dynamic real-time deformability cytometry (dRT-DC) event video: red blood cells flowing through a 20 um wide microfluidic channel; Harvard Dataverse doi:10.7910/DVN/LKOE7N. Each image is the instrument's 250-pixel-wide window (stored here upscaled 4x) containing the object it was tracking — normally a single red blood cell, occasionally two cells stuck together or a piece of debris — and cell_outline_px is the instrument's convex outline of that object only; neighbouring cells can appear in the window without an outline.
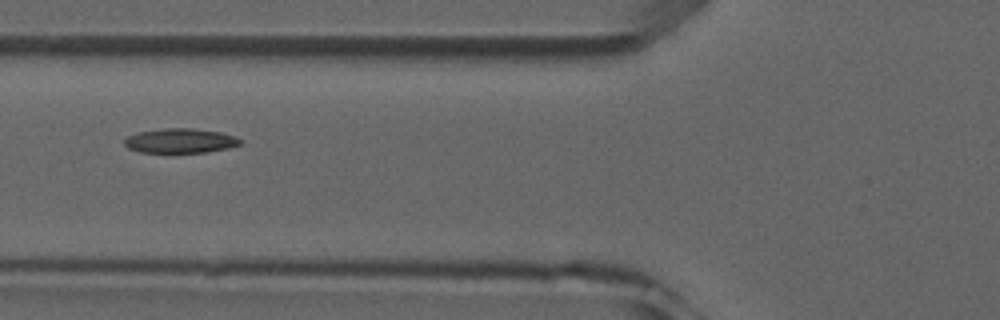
{"species": "common noctule bat (a hibernating species)", "species_latin": "Nyctalus noctula", "temperature_condition": "room temperature", "stored_images_in_passage": 3, "camera_frame_rate_fps": 3000, "um_per_image_px": 0.085, "animal": {"sex": "male", "forearm_length_mm": 52.5}, "frame": {"image": 1, "passage_image": 2, "time_ms": 1.0, "image_size_px": [1000, 320], "cell_outline_px": [[240, 144], [228, 148], [204, 152], [172, 156], [140, 152], [128, 148], [124, 144], [124, 140], [128, 136], [140, 132], [164, 128], [192, 128], [220, 132], [236, 136], [240, 140]], "centroid_in_image_um": [15.28, 12.02], "position_along_channel_um": 110.5, "area_um2": 17.28}}
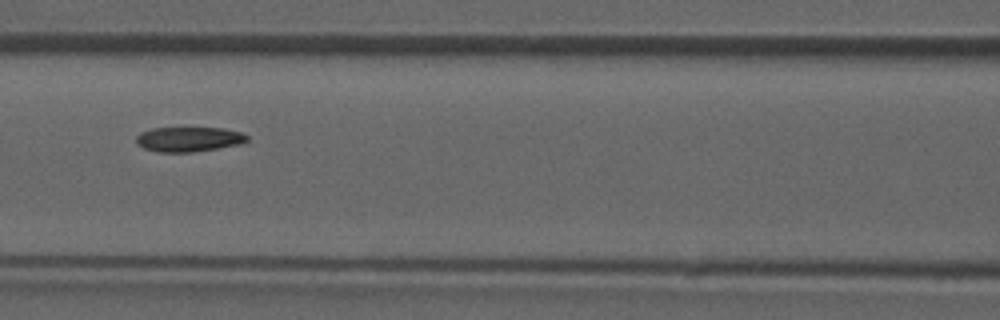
{"frame": {"image": 2, "passage_image": 3, "time_ms": 2.0, "image_size_px": [1000, 320], "cell_outline_px": [[248, 140], [244, 144], [192, 152], [160, 152], [144, 148], [136, 144], [136, 136], [140, 132], [152, 128], [224, 128], [240, 132], [248, 136]], "centroid_in_image_um": [16.06, 11.83], "position_along_channel_um": 150.5, "area_um2": 16.13}}